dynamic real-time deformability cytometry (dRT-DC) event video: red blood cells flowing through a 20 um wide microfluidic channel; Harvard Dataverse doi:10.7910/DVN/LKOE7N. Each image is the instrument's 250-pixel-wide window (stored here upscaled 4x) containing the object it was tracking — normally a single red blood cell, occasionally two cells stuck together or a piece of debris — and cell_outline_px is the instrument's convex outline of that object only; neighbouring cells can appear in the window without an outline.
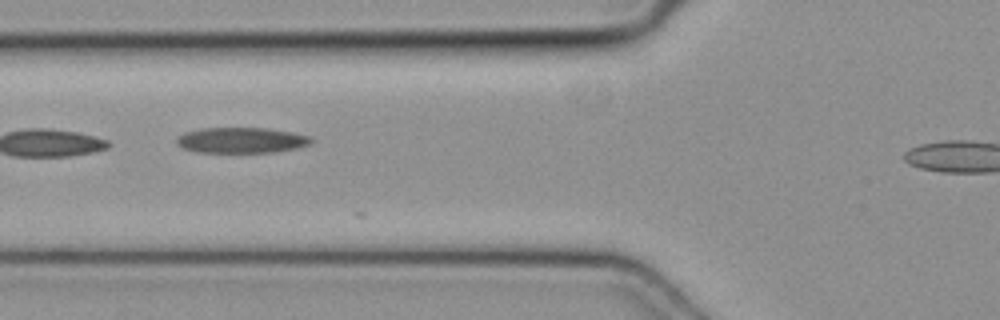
{"species": "common noctule bat (a hibernating species)", "species_latin": "Nyctalus noctula", "temperature_condition": "cold", "stored_images_in_passage": 8, "camera_frame_rate_fps": 3000, "um_per_image_px": 0.085, "animal": {"sex": "female", "body_mass_g": 19.3, "forearm_length_mm": 54.1}, "frame": {"image": 1, "passage_image": 4, "time_ms": 1.0, "image_size_px": [1000, 320], "cell_outline_px": [[312, 144], [296, 148], [272, 152], [196, 152], [184, 148], [176, 144], [176, 140], [184, 132], [200, 128], [268, 128], [292, 132], [312, 136]], "centroid_in_image_um": [20.54, 11.91], "position_along_channel_um": 105.3, "area_um2": 20.11}}
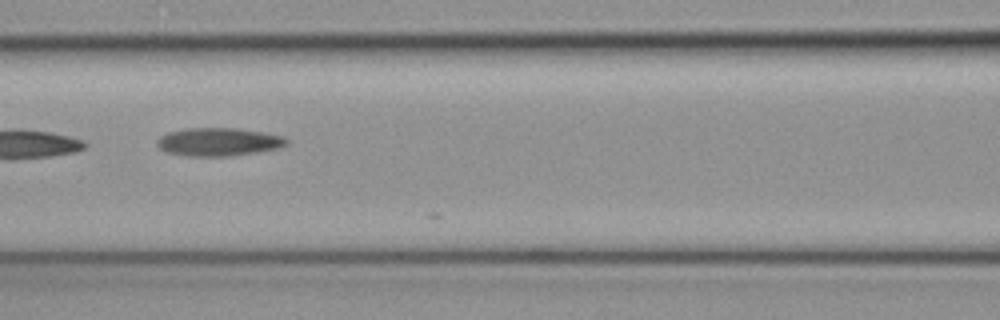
{"frame": {"image": 2, "passage_image": 7, "time_ms": 2.0, "image_size_px": [1000, 320], "cell_outline_px": [[288, 144], [276, 148], [228, 156], [188, 156], [168, 152], [160, 148], [156, 144], [156, 140], [160, 136], [168, 132], [184, 128], [236, 128], [284, 136], [288, 140]], "centroid_in_image_um": [18.53, 12.05], "position_along_channel_um": 148.1, "area_um2": 20.98}}